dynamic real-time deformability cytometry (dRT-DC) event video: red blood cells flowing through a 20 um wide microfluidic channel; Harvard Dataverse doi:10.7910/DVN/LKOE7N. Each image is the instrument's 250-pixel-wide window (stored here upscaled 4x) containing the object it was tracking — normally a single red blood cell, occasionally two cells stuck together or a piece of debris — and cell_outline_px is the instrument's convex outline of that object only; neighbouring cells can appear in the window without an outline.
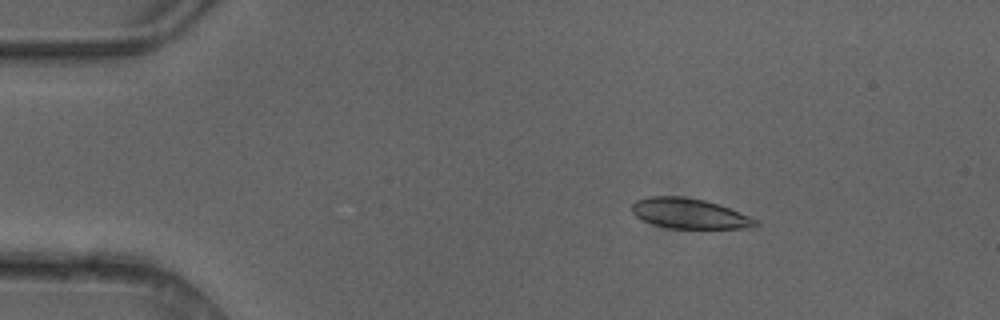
{"species": "common noctule bat (a hibernating species)", "species_latin": "Nyctalus noctula", "temperature_condition": "cold", "stored_images_in_passage": 4, "camera_frame_rate_fps": 3000, "um_per_image_px": 0.085, "animal": {"sex": "female"}, "frame": {"image": 1, "passage_image": 2, "time_ms": 0.333, "image_size_px": [1000, 320], "cell_outline_px": [[760, 224], [744, 228], [672, 228], [656, 224], [644, 220], [636, 216], [632, 212], [632, 204], [636, 200], [648, 196], [680, 196], [704, 200], [720, 204], [748, 216], [756, 220]], "centroid_in_image_um": [58.58, 18.13], "position_along_channel_um": 26.4, "area_um2": 21.39}}
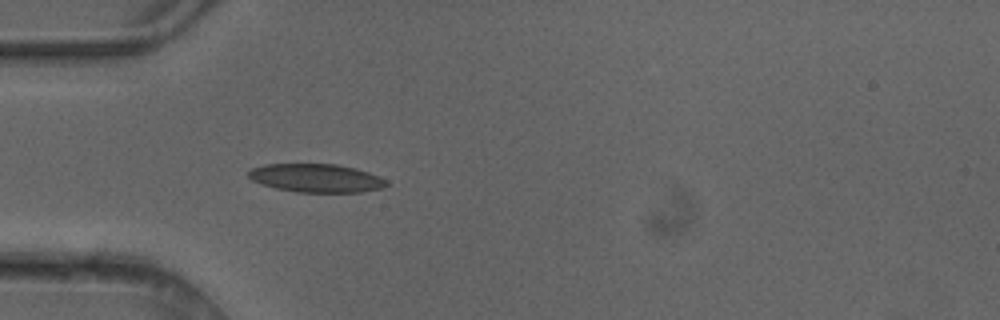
{"frame": {"image": 2, "passage_image": 4, "time_ms": 1.0, "image_size_px": [1000, 320], "cell_outline_px": [[388, 184], [380, 188], [360, 192], [296, 192], [276, 188], [260, 184], [252, 180], [248, 176], [248, 172], [252, 168], [264, 164], [336, 164], [356, 168], [380, 176], [388, 180]], "centroid_in_image_um": [26.87, 15.13], "position_along_channel_um": 58.1, "area_um2": 22.89}}